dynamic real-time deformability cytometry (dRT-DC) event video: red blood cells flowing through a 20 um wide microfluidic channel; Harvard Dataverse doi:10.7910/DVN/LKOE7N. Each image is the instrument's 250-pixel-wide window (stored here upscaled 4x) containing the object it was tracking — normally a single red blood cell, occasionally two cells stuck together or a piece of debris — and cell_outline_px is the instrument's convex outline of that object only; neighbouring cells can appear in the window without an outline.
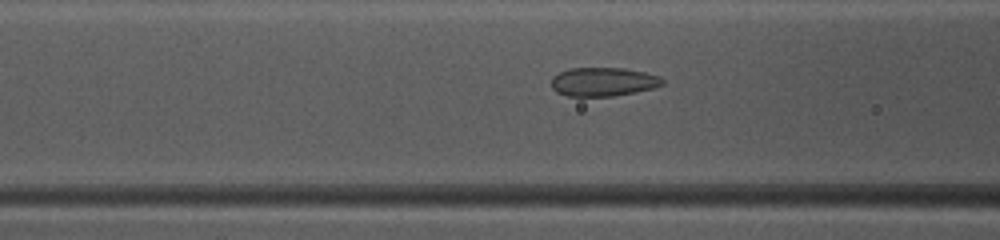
{"species": "common noctule bat (a hibernating species)", "species_latin": "Nyctalus noctula", "temperature_condition": "warm", "stored_images_in_passage": 50, "camera_frame_rate_fps": 3000, "um_per_image_px": 0.085, "animal": {"sex": "female", "body_mass_g": 10.0, "forearm_length_mm": 53.1}, "frame": {"image": 1, "passage_image": 20, "time_ms": 6.333, "image_size_px": [1000, 240], "cell_outline_px": [[664, 84], [652, 88], [636, 92], [612, 96], [568, 96], [556, 92], [552, 88], [552, 76], [568, 68], [624, 68], [644, 72], [660, 76], [664, 80]], "centroid_in_image_um": [51.27, 6.95], "position_along_channel_um": 115.3, "area_um2": 18.67}}
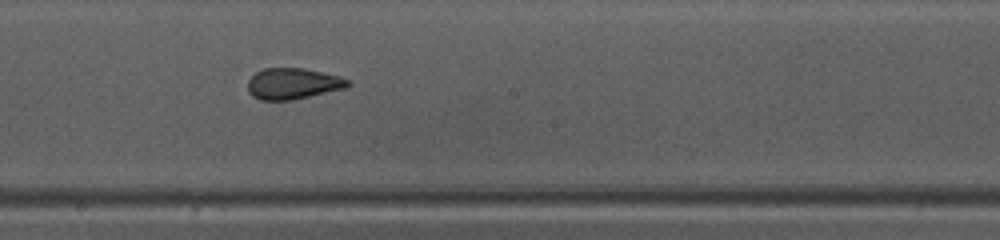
{"frame": {"image": 2, "passage_image": 28, "time_ms": 9.0, "image_size_px": [1000, 240], "cell_outline_px": [[352, 84], [344, 88], [292, 100], [260, 100], [252, 96], [248, 92], [248, 80], [256, 72], [264, 68], [304, 68], [340, 76], [348, 80]], "centroid_in_image_um": [24.88, 7.11], "position_along_channel_um": 223.3, "area_um2": 18.09}}
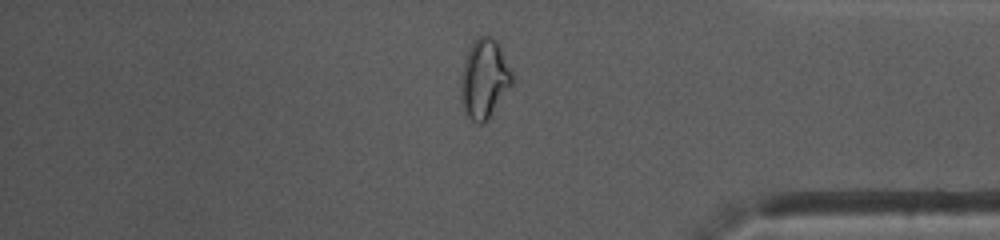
{"frame": {"image": 3, "passage_image": 42, "time_ms": 13.667, "image_size_px": [1000, 240], "cell_outline_px": [[512, 84], [484, 124], [480, 124], [472, 120], [468, 116], [464, 108], [460, 96], [460, 84], [464, 64], [468, 52], [472, 44], [480, 36], [492, 36], [500, 44], [512, 72]], "centroid_in_image_um": [41.18, 6.69], "position_along_channel_um": 394.0, "area_um2": 23.29}, "authors_computed_cell_mechanics": {"area_um2": 20.3456, "velocity_mm_per_s": 4.0348, "shape_relaxation_time_tau1_ms": null, "shape_relaxation_time_tau2_ms": 0.8743, "deformation_change_tau1": null, "deformation_change_tau2": 0.058}}